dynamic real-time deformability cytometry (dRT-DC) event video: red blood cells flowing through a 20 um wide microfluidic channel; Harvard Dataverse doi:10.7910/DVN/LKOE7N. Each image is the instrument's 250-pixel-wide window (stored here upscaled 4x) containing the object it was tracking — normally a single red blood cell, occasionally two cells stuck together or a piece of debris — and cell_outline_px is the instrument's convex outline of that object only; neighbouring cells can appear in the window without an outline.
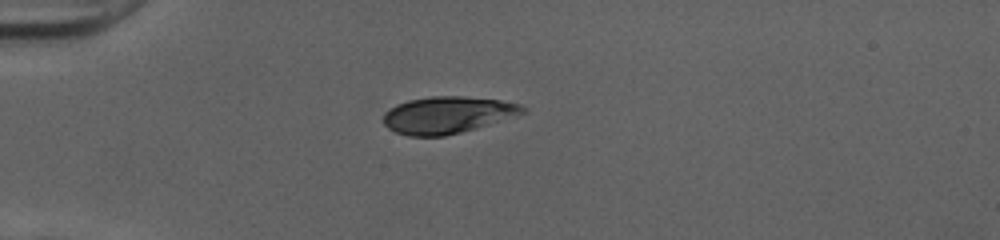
{"species": "human", "species_latin": "Homo sapiens", "temperature_condition": "cold", "stored_images_in_passage": 38, "camera_frame_rate_fps": 3000, "um_per_image_px": 0.085, "donor": {"sex": "female"}, "frame": {"image": 1, "passage_image": 1, "time_ms": 0.0, "image_size_px": [1000, 240], "cell_outline_px": [[528, 112], [476, 128], [444, 136], [408, 136], [396, 132], [388, 128], [384, 124], [384, 112], [396, 104], [408, 100], [432, 96], [464, 96], [500, 100], [520, 104], [528, 108]], "centroid_in_image_um": [38.05, 9.76], "position_along_channel_um": 47.0, "area_um2": 30.0}}
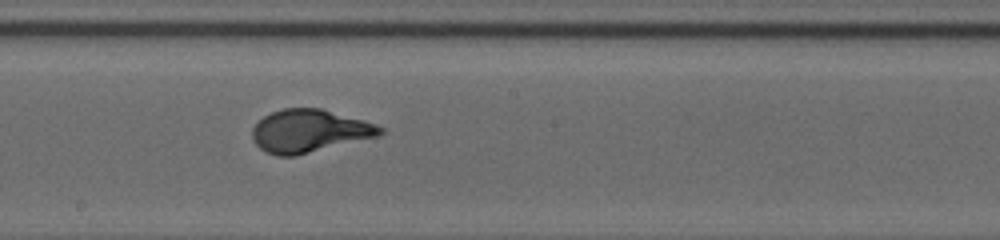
{"frame": {"image": 2, "passage_image": 16, "time_ms": 5.0, "image_size_px": [1000, 240], "cell_outline_px": [[384, 132], [380, 136], [296, 156], [276, 156], [264, 152], [252, 140], [252, 128], [264, 116], [272, 112], [284, 108], [320, 108], [364, 120], [376, 124], [384, 128]], "centroid_in_image_um": [26.3, 11.15], "position_along_channel_um": 221.9, "area_um2": 32.14}}
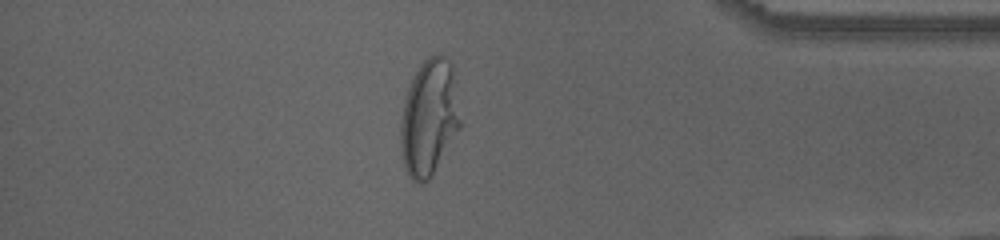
{"frame": {"image": 3, "passage_image": 31, "time_ms": 10.0, "image_size_px": [1000, 240], "cell_outline_px": [[460, 128], [432, 176], [424, 184], [416, 184], [408, 176], [404, 164], [400, 148], [400, 124], [404, 100], [408, 88], [420, 64], [428, 56], [436, 52], [444, 56], [452, 64], [460, 120]], "centroid_in_image_um": [36.46, 10.03], "position_along_channel_um": 398.7, "area_um2": 40.58}, "authors_computed_cell_mechanics": {"area_um2": 32.0212, "velocity_mm_per_s": 4.0348, "shape_relaxation_time_tau1_ms": 5.5048, "shape_relaxation_time_tau2_ms": null, "deformation_change_tau1": 0.2485, "deformation_change_tau2": null}}